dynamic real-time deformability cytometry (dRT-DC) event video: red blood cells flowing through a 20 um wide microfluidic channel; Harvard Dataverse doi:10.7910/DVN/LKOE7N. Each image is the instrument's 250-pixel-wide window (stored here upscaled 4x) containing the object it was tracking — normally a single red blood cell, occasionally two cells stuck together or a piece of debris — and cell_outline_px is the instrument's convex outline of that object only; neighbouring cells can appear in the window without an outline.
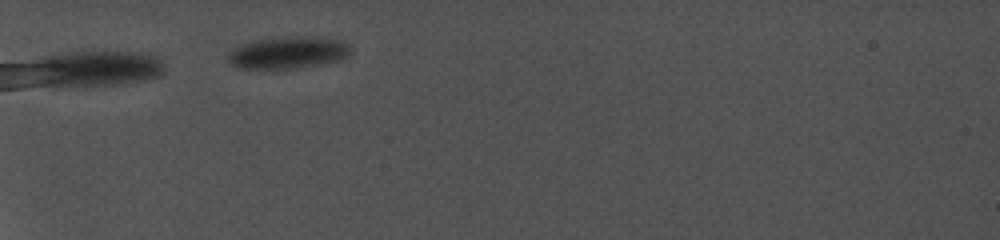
{"species": "common noctule bat (a hibernating species)", "species_latin": "Nyctalus noctula", "temperature_condition": "cold", "stored_images_in_passage": 5, "camera_frame_rate_fps": 5000, "um_per_image_px": 0.085, "animal": {"sex": "female", "body_mass_g": 19.0, "forearm_length_mm": 56.7}, "frame": {"image": 1, "passage_image": 2, "time_ms": 0.8, "image_size_px": [1000, 240], "cell_outline_px": [[352, 52], [344, 60], [300, 68], [236, 68], [228, 64], [228, 52], [232, 48], [240, 44], [256, 40], [296, 36], [308, 36], [340, 40], [348, 44]], "centroid_in_image_um": [24.49, 4.48], "position_along_channel_um": 60.5, "area_um2": 23.18}}